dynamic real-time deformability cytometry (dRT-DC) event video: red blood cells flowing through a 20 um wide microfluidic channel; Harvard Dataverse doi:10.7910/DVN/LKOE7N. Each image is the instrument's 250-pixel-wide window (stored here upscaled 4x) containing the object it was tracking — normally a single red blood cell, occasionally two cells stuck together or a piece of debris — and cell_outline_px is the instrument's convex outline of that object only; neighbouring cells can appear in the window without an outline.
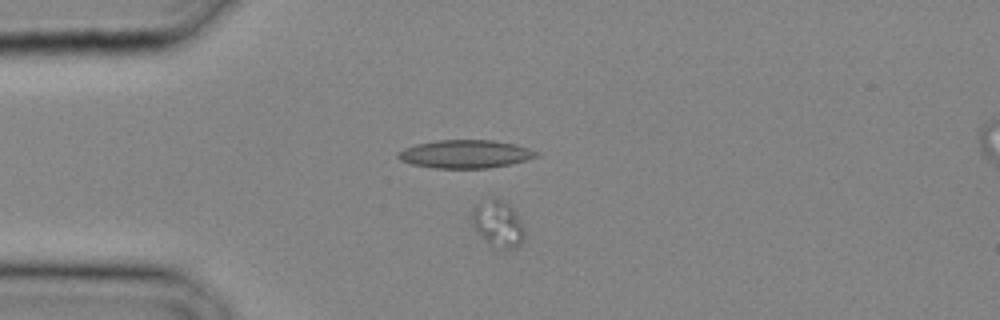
{"species": "common noctule bat (a hibernating species)", "species_latin": "Nyctalus noctula", "temperature_condition": "cold", "stored_images_in_passage": 10, "camera_frame_rate_fps": 3000, "um_per_image_px": 0.085, "animal": {"sex": "male", "body_mass_g": 20.4}, "frame": {"image": 1, "passage_image": 4, "time_ms": 1.0, "image_size_px": [1000, 320], "cell_outline_px": [[524, 232], [520, 244], [516, 248], [500, 248], [488, 244], [472, 224], [472, 208], [476, 204], [492, 196], [496, 196], [504, 200], [512, 208]], "centroid_in_image_um": [42.27, 18.97], "position_along_channel_um": 42.7, "area_um2": 13.99}}